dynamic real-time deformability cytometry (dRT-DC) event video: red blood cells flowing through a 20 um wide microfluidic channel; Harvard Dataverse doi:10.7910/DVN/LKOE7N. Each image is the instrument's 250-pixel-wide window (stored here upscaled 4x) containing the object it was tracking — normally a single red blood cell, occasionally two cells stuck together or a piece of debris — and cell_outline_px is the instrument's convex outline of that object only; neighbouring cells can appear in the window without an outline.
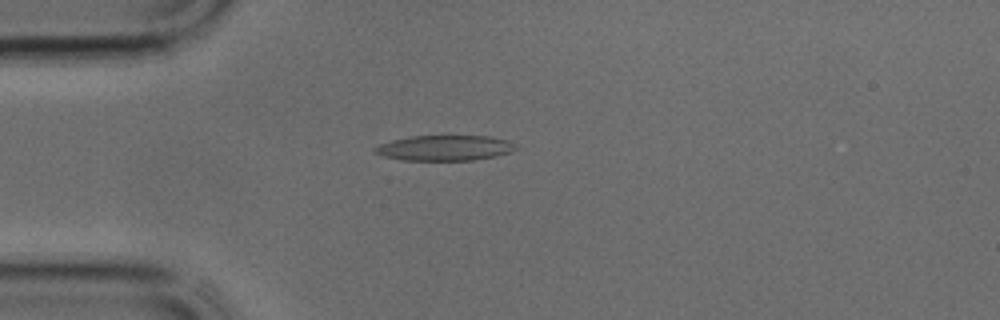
{"species": "common noctule bat (a hibernating species)", "species_latin": "Nyctalus noctula", "temperature_condition": "cold", "stored_images_in_passage": 37, "camera_frame_rate_fps": 3000, "um_per_image_px": 0.085, "animal": {"sex": "male", "body_mass_g": 17.9, "forearm_length_mm": 54.2}, "frame": {"image": 1, "passage_image": 9, "time_ms": 2.667, "image_size_px": [1000, 320], "cell_outline_px": [[520, 148], [512, 152], [496, 156], [472, 160], [400, 160], [384, 156], [372, 152], [372, 148], [380, 144], [392, 140], [412, 136], [448, 132], [488, 136], [504, 140], [516, 144]], "centroid_in_image_um": [37.82, 12.52], "position_along_channel_um": 47.2, "area_um2": 21.96}}
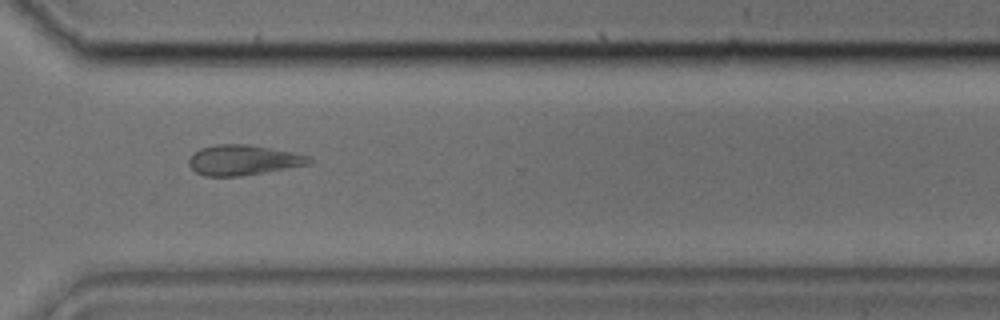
{"frame": {"image": 2, "passage_image": 27, "time_ms": 8.667, "image_size_px": [1000, 320], "cell_outline_px": [[312, 164], [240, 176], [204, 176], [196, 172], [188, 164], [188, 160], [200, 148], [216, 144], [248, 144], [308, 156], [312, 160]], "centroid_in_image_um": [20.64, 13.61], "position_along_channel_um": 350.0, "area_um2": 20.87}}
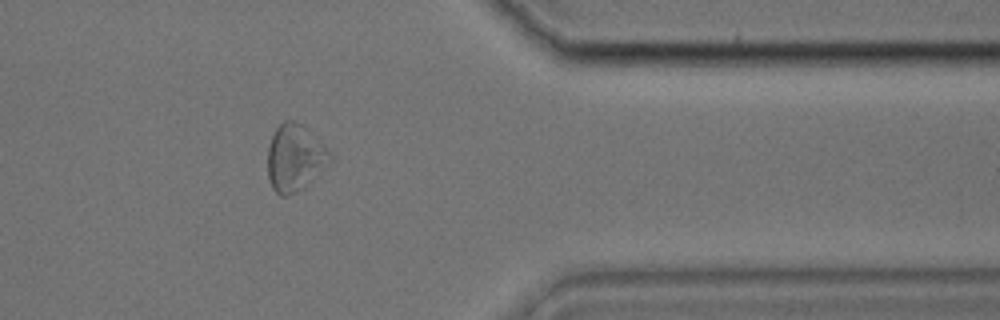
{"frame": {"image": 3, "passage_image": 30, "time_ms": 9.667, "image_size_px": [1000, 320], "cell_outline_px": [[332, 164], [304, 188], [288, 196], [280, 196], [272, 188], [268, 176], [268, 148], [272, 136], [276, 128], [284, 120], [292, 120], [300, 124], [328, 148], [332, 156]], "centroid_in_image_um": [25.1, 13.46], "position_along_channel_um": 386.3, "area_um2": 24.51}}